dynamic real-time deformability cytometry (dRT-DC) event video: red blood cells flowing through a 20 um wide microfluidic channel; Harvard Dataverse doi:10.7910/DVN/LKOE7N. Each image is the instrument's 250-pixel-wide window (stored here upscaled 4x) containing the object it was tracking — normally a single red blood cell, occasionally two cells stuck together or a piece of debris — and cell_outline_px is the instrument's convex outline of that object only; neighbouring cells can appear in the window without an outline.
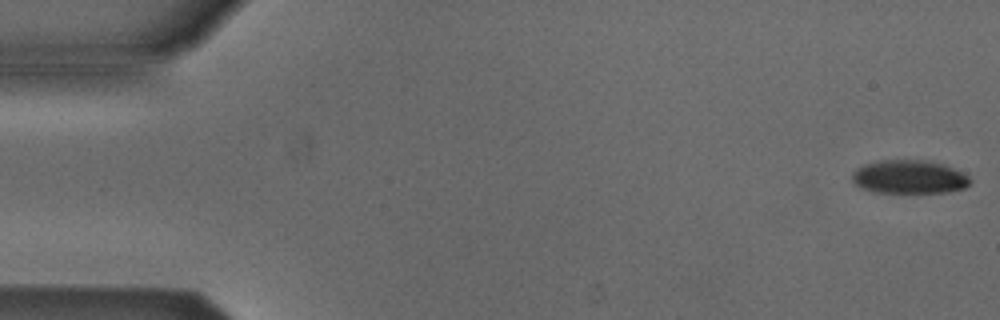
{"species": "Egyptian fruit bat (a non-hibernating species)", "species_latin": "Rousettus aegyptiacus", "temperature_condition": "cold", "stored_images_in_passage": 6, "camera_frame_rate_fps": 3000, "um_per_image_px": 0.085, "animal": {"sex": "male"}, "frame": {"image": 1, "passage_image": 1, "time_ms": 0.0, "image_size_px": [1000, 320], "cell_outline_px": [[972, 180], [964, 188], [948, 192], [872, 192], [860, 188], [852, 180], [852, 172], [856, 168], [864, 164], [880, 160], [928, 160], [944, 164], [968, 176]], "centroid_in_image_um": [77.25, 15.03], "position_along_channel_um": 7.8, "area_um2": 23.06}}